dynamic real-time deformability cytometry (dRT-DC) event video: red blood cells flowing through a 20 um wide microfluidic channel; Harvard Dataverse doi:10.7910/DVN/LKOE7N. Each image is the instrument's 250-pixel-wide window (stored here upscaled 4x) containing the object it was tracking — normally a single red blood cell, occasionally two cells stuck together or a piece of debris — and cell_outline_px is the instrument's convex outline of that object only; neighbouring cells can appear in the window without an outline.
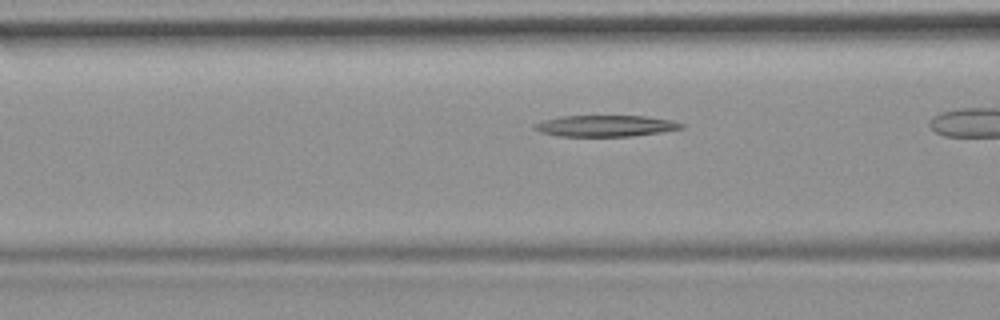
{"species": "common noctule bat (a hibernating species)", "species_latin": "Nyctalus noctula", "temperature_condition": "room temperature", "stored_images_in_passage": 26, "camera_frame_rate_fps": 3000, "um_per_image_px": 0.085, "animal": {"sex": "female", "body_mass_g": 19.9}, "frame": {"image": 1, "passage_image": 5, "time_ms": 1.333, "image_size_px": [1000, 320], "cell_outline_px": [[684, 128], [660, 132], [632, 136], [556, 136], [540, 132], [532, 128], [536, 124], [544, 120], [564, 116], [644, 116], [672, 120], [684, 124]], "centroid_in_image_um": [51.48, 10.7], "position_along_channel_um": 115.1, "area_um2": 18.09}}